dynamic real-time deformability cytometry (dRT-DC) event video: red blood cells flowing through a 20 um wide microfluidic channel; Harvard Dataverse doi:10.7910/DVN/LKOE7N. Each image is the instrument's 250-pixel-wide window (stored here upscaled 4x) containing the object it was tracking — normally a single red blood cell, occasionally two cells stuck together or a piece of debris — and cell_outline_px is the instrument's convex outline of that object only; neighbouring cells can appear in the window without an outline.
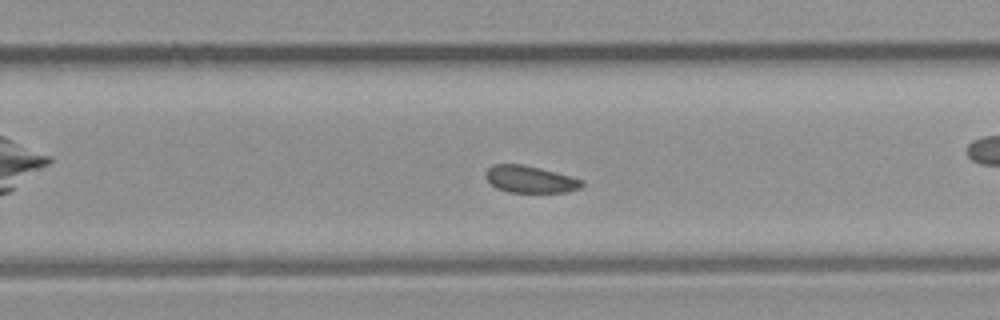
{"species": "common noctule bat (a hibernating species)", "species_latin": "Nyctalus noctula", "temperature_condition": "room temperature", "stored_images_in_passage": 35, "camera_frame_rate_fps": 3000, "um_per_image_px": 0.085, "animal": {"sex": "male", "body_mass_g": 23.1, "forearm_length_mm": 52.7}, "frame": {"image": 1, "passage_image": 20, "time_ms": 6.333, "image_size_px": [1000, 320], "cell_outline_px": [[584, 184], [580, 188], [568, 192], [508, 192], [496, 188], [484, 176], [484, 172], [492, 164], [524, 164], [572, 176], [584, 180]], "centroid_in_image_um": [45.06, 15.23], "position_along_channel_um": 284.7, "area_um2": 15.32}}